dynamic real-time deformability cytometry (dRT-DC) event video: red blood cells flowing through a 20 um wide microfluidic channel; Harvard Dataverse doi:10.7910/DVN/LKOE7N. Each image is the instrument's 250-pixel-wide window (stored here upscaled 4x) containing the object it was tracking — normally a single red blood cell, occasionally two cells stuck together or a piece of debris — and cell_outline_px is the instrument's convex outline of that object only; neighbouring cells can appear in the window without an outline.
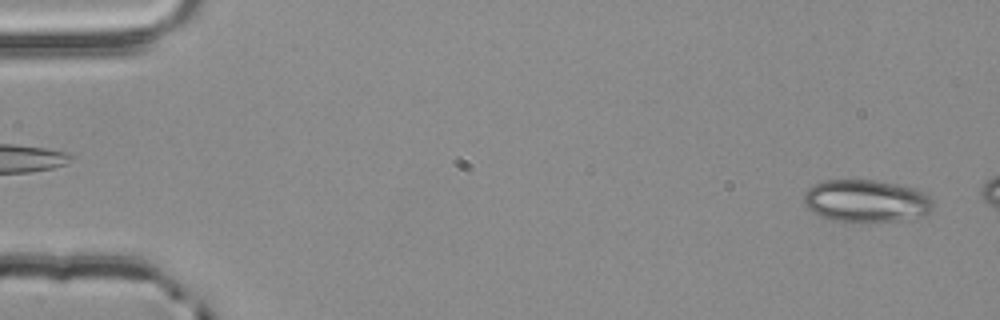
{"species": "common noctule bat (a hibernating species)", "species_latin": "Nyctalus noctula", "temperature_condition": "room temperature", "stored_images_in_passage": 8, "camera_frame_rate_fps": 3000, "um_per_image_px": 0.085, "animal": {"sex": "male", "body_mass_g": 20.4}, "frame": {"image": 1, "passage_image": 2, "time_ms": 0.333, "image_size_px": [1000, 320], "cell_outline_px": [[932, 208], [924, 216], [896, 220], [832, 220], [820, 216], [808, 208], [804, 204], [804, 192], [812, 184], [824, 180], [876, 180], [896, 184], [912, 188], [924, 192], [932, 200]], "centroid_in_image_um": [73.59, 17.05], "position_along_channel_um": 11.4, "area_um2": 31.44}}